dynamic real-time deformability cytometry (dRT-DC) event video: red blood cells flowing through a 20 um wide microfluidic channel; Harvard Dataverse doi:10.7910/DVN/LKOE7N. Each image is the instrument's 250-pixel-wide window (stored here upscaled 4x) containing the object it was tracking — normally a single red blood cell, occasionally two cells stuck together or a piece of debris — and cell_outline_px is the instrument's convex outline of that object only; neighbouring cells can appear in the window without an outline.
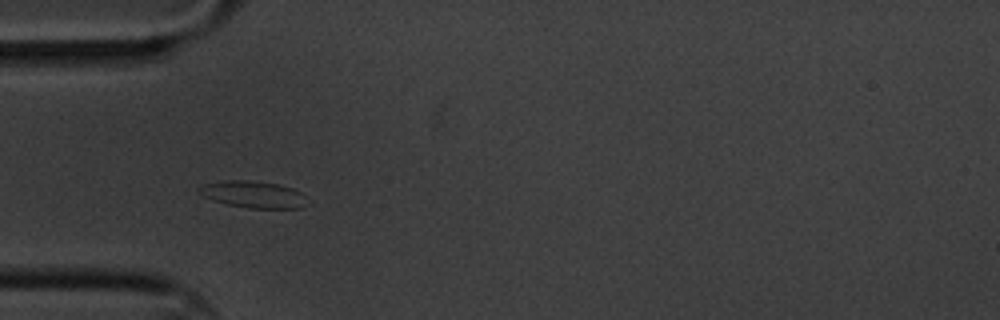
{"species": "common noctule bat (a hibernating species)", "species_latin": "Nyctalus noctula", "temperature_condition": "cold", "stored_images_in_passage": 5, "camera_frame_rate_fps": 3000, "um_per_image_px": 0.085, "animal": {"sex": "male", "body_mass_g": 20.1, "forearm_length_mm": 53.5}, "frame": {"image": 1, "passage_image": 4, "time_ms": 1.0, "image_size_px": [1000, 320], "cell_outline_px": [[304, 204], [300, 208], [248, 208], [228, 204], [212, 200], [196, 192], [196, 188], [204, 184], [224, 180], [248, 180], [276, 184], [292, 188], [304, 192]], "centroid_in_image_um": [21.47, 16.52], "position_along_channel_um": 63.5, "area_um2": 16.82}}
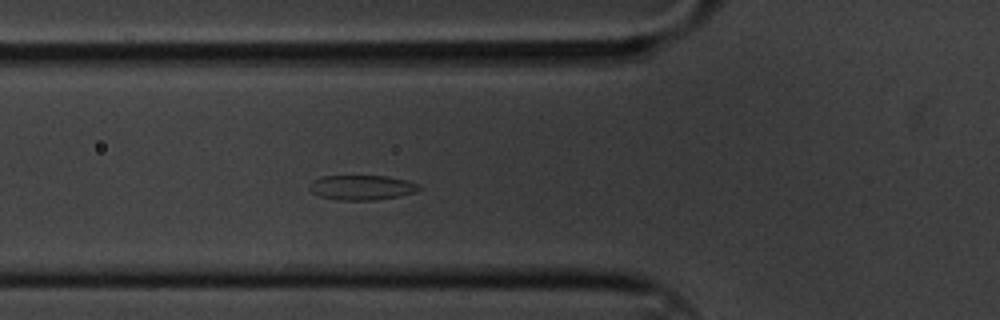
{"frame": {"image": 2, "passage_image": 5, "time_ms": 1.333, "image_size_px": [1000, 320], "cell_outline_px": [[424, 188], [416, 192], [400, 196], [372, 200], [336, 200], [320, 196], [312, 192], [308, 188], [312, 180], [320, 176], [388, 176], [408, 180], [420, 184]], "centroid_in_image_um": [30.79, 15.93], "position_along_channel_um": 95.0, "area_um2": 16.13}}